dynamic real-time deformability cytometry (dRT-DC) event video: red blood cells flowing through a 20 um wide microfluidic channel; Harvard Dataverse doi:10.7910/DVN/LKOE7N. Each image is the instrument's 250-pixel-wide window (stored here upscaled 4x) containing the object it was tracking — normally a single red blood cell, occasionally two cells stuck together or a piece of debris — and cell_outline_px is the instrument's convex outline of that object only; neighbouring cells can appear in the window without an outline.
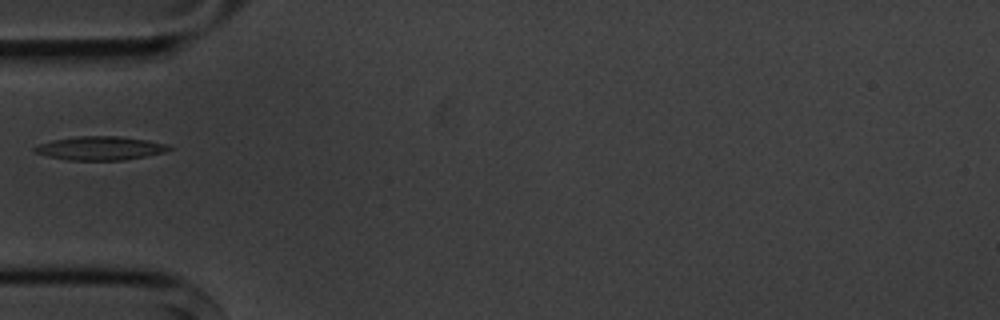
{"species": "common noctule bat (a hibernating species)", "species_latin": "Nyctalus noctula", "temperature_condition": "cold", "stored_images_in_passage": 2, "camera_frame_rate_fps": 3000, "um_per_image_px": 0.085, "animal": {"sex": "male", "body_mass_g": 20.1, "forearm_length_mm": 53.5}, "frame": {"image": 1, "passage_image": 1, "time_ms": 0.0, "image_size_px": [1000, 320], "cell_outline_px": [[172, 148], [164, 152], [124, 160], [68, 160], [48, 156], [36, 152], [32, 148], [40, 144], [52, 140], [76, 136], [120, 136], [148, 140], [168, 144]], "centroid_in_image_um": [8.53, 12.59], "position_along_channel_um": 76.5, "area_um2": 18.44}}
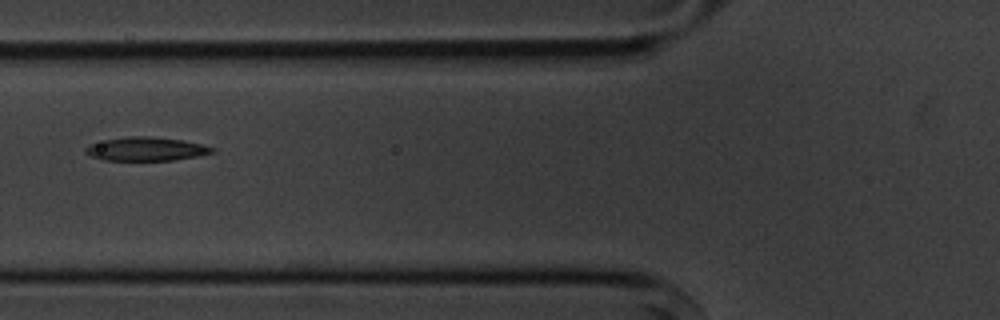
{"frame": {"image": 2, "passage_image": 2, "time_ms": 1.0, "image_size_px": [1000, 320], "cell_outline_px": [[216, 152], [200, 156], [172, 160], [104, 160], [92, 156], [84, 152], [84, 148], [88, 144], [104, 140], [128, 136], [152, 136], [180, 140], [204, 144], [216, 148]], "centroid_in_image_um": [12.45, 12.66], "position_along_channel_um": 113.4, "area_um2": 17.63}}